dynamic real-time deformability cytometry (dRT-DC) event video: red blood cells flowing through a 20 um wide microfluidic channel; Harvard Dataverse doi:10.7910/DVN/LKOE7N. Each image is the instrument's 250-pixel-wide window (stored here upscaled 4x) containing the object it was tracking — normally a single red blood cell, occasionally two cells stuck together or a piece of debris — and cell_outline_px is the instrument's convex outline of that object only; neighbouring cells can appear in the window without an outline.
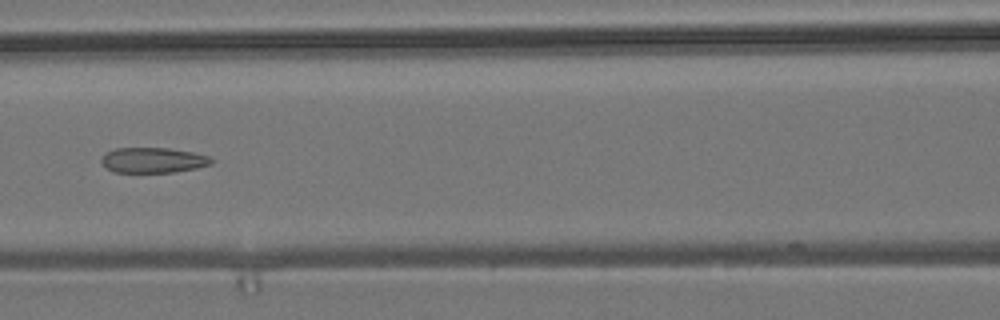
{"species": "common noctule bat (a hibernating species)", "species_latin": "Nyctalus noctula", "temperature_condition": "room temperature", "stored_images_in_passage": 7, "camera_frame_rate_fps": 3000, "um_per_image_px": 0.085, "animal": {"sex": "male", "body_mass_g": 19.2, "forearm_length_mm": 51.8}, "frame": {"image": 1, "passage_image": 7, "time_ms": 2.0, "image_size_px": [1000, 320], "cell_outline_px": [[212, 164], [196, 168], [172, 172], [112, 172], [100, 160], [108, 152], [116, 148], [168, 148], [192, 152], [208, 156], [212, 160]], "centroid_in_image_um": [13.02, 13.61], "position_along_channel_um": 153.6, "area_um2": 15.95}}